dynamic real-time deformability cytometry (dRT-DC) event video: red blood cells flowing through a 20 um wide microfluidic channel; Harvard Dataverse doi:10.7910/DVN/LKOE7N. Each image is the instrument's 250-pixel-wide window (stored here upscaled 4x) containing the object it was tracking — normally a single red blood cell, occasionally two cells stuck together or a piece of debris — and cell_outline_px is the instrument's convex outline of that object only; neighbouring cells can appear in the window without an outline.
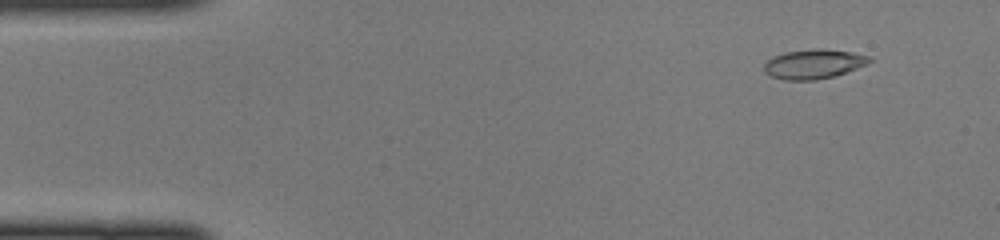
{"species": "common noctule bat (a hibernating species)", "species_latin": "Nyctalus noctula", "temperature_condition": "cold", "stored_images_in_passage": 12, "camera_frame_rate_fps": 3000, "um_per_image_px": 0.085, "animal": {"sex": "female", "body_mass_g": 22.0, "forearm_length_mm": 56.7}, "frame": {"image": 1, "passage_image": 3, "time_ms": 0.667, "image_size_px": [1000, 240], "cell_outline_px": [[872, 60], [868, 64], [836, 76], [816, 80], [784, 80], [768, 76], [764, 72], [764, 64], [772, 56], [784, 52], [816, 48], [820, 48], [852, 52], [868, 56]], "centroid_in_image_um": [69.13, 5.45], "position_along_channel_um": 15.9, "area_um2": 18.32}}